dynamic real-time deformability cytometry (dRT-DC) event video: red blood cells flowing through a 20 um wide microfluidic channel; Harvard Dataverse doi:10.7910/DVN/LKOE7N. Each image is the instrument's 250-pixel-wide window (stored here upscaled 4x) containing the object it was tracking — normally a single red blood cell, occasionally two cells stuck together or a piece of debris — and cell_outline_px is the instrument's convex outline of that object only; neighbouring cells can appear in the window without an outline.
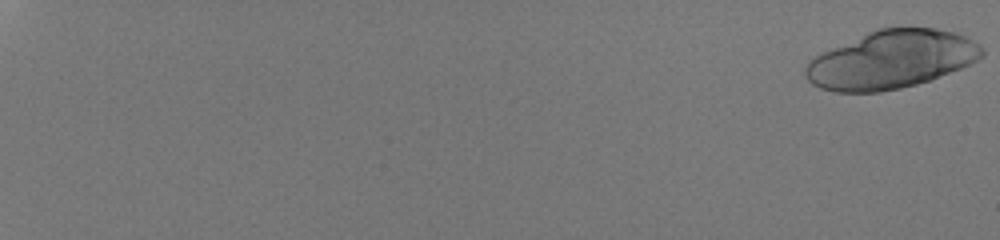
{"species": "human", "species_latin": "Homo sapiens", "temperature_condition": "room temperature", "stored_images_in_passage": 34, "camera_frame_rate_fps": 3000, "um_per_image_px": 0.085, "donor": {"sex": "male"}, "frame": {"image": 1, "passage_image": 1, "time_ms": 0.0, "image_size_px": [1000, 240], "cell_outline_px": [[984, 56], [960, 68], [928, 80], [916, 84], [900, 88], [880, 92], [836, 92], [820, 88], [812, 84], [804, 76], [804, 68], [808, 60], [820, 52], [876, 28], [908, 24], [936, 28], [956, 32], [968, 36], [980, 44], [984, 48]], "centroid_in_image_um": [75.75, 5.02], "position_along_channel_um": 9.3, "area_um2": 60.92}}